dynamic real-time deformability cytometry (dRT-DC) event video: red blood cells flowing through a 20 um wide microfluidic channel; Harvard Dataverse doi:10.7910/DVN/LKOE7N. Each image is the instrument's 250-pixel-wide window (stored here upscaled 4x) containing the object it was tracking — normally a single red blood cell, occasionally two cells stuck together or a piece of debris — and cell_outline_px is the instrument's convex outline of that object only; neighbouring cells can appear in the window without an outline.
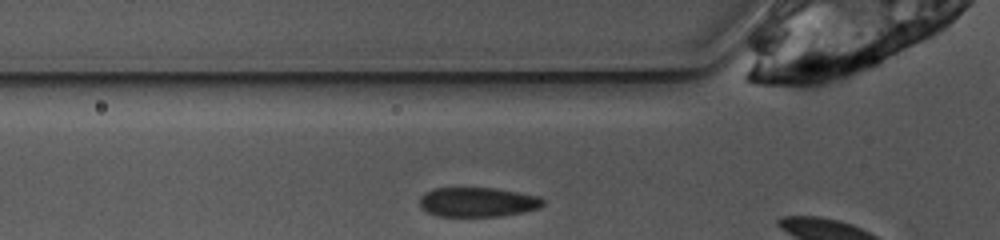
{"species": "common noctule bat (a hibernating species)", "species_latin": "Nyctalus noctula", "temperature_condition": "warm", "stored_images_in_passage": 3, "camera_frame_rate_fps": 3000, "um_per_image_px": 0.085, "animal": {"sex": "female", "body_mass_g": 10.0, "forearm_length_mm": 53.1}, "frame": {"image": 1, "passage_image": 2, "time_ms": 0.333, "image_size_px": [1000, 240], "cell_outline_px": [[544, 204], [540, 208], [500, 216], [436, 216], [420, 208], [420, 196], [424, 192], [436, 188], [496, 188], [540, 196], [544, 200]], "centroid_in_image_um": [40.59, 17.17], "position_along_channel_um": 85.2, "area_um2": 21.27}}